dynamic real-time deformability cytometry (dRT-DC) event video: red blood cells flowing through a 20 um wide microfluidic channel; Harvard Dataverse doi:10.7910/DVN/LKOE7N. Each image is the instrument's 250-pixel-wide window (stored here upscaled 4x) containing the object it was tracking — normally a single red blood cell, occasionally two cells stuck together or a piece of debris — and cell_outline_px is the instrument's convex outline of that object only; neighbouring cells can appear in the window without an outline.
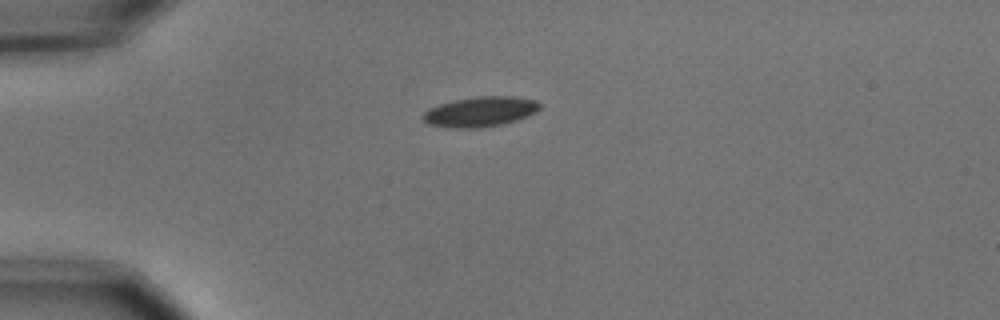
{"species": "common noctule bat (a hibernating species)", "species_latin": "Nyctalus noctula", "temperature_condition": "cold", "stored_images_in_passage": 4, "camera_frame_rate_fps": 3000, "um_per_image_px": 0.085, "animal": {"sex": "male", "body_mass_g": 15.6}, "frame": {"image": 1, "passage_image": 1, "time_ms": 0.0, "image_size_px": [1000, 320], "cell_outline_px": [[540, 108], [536, 112], [528, 116], [516, 120], [500, 124], [480, 128], [448, 128], [428, 124], [420, 116], [428, 108], [452, 100], [476, 96], [512, 96], [536, 100], [540, 104]], "centroid_in_image_um": [40.79, 9.49], "position_along_channel_um": 44.2, "area_um2": 20.63}}
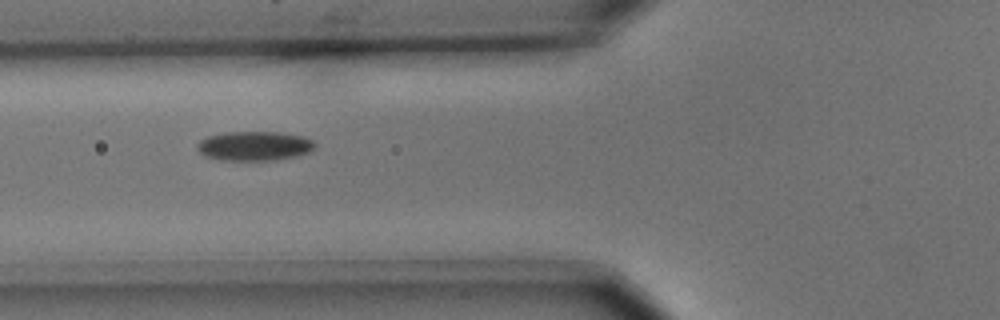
{"frame": {"image": 2, "passage_image": 3, "time_ms": 0.667, "image_size_px": [1000, 320], "cell_outline_px": [[316, 144], [308, 152], [296, 156], [272, 160], [220, 160], [204, 156], [196, 148], [196, 144], [200, 140], [208, 136], [224, 132], [276, 132], [300, 136], [312, 140]], "centroid_in_image_um": [21.55, 12.41], "position_along_channel_um": 104.2, "area_um2": 20.0}}
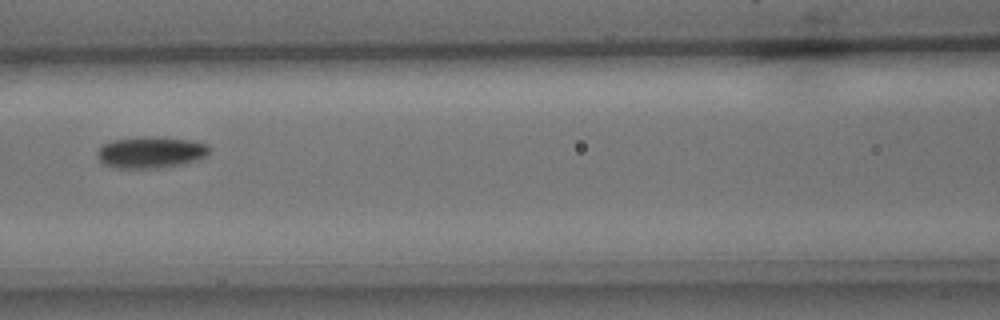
{"frame": {"image": 3, "passage_image": 4, "time_ms": 1.0, "image_size_px": [1000, 320], "cell_outline_px": [[208, 152], [204, 156], [196, 160], [184, 164], [156, 168], [116, 168], [104, 164], [96, 156], [96, 152], [104, 144], [112, 140], [148, 136], [160, 136], [192, 140], [208, 144]], "centroid_in_image_um": [12.8, 12.94], "position_along_channel_um": 153.8, "area_um2": 20.63}}